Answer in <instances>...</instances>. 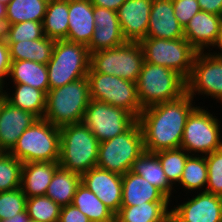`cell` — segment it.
Wrapping results in <instances>:
<instances>
[{
	"instance_id": "obj_1",
	"label": "cell",
	"mask_w": 222,
	"mask_h": 222,
	"mask_svg": "<svg viewBox=\"0 0 222 222\" xmlns=\"http://www.w3.org/2000/svg\"><path fill=\"white\" fill-rule=\"evenodd\" d=\"M187 93L180 98L145 108L137 119L144 149L148 152L180 148L183 130L190 113L197 107Z\"/></svg>"
},
{
	"instance_id": "obj_2",
	"label": "cell",
	"mask_w": 222,
	"mask_h": 222,
	"mask_svg": "<svg viewBox=\"0 0 222 222\" xmlns=\"http://www.w3.org/2000/svg\"><path fill=\"white\" fill-rule=\"evenodd\" d=\"M99 144L83 122L61 127L59 166L82 176L96 167Z\"/></svg>"
},
{
	"instance_id": "obj_3",
	"label": "cell",
	"mask_w": 222,
	"mask_h": 222,
	"mask_svg": "<svg viewBox=\"0 0 222 222\" xmlns=\"http://www.w3.org/2000/svg\"><path fill=\"white\" fill-rule=\"evenodd\" d=\"M91 100L87 77L47 92L43 119L56 127L83 121L85 110Z\"/></svg>"
},
{
	"instance_id": "obj_4",
	"label": "cell",
	"mask_w": 222,
	"mask_h": 222,
	"mask_svg": "<svg viewBox=\"0 0 222 222\" xmlns=\"http://www.w3.org/2000/svg\"><path fill=\"white\" fill-rule=\"evenodd\" d=\"M137 93L143 109L174 101L186 93V80L176 71L143 62L138 76Z\"/></svg>"
},
{
	"instance_id": "obj_5",
	"label": "cell",
	"mask_w": 222,
	"mask_h": 222,
	"mask_svg": "<svg viewBox=\"0 0 222 222\" xmlns=\"http://www.w3.org/2000/svg\"><path fill=\"white\" fill-rule=\"evenodd\" d=\"M9 153L22 163L59 162L60 128L40 118L21 134Z\"/></svg>"
},
{
	"instance_id": "obj_6",
	"label": "cell",
	"mask_w": 222,
	"mask_h": 222,
	"mask_svg": "<svg viewBox=\"0 0 222 222\" xmlns=\"http://www.w3.org/2000/svg\"><path fill=\"white\" fill-rule=\"evenodd\" d=\"M47 65L49 90L85 78L90 68L88 47L68 40H56Z\"/></svg>"
},
{
	"instance_id": "obj_7",
	"label": "cell",
	"mask_w": 222,
	"mask_h": 222,
	"mask_svg": "<svg viewBox=\"0 0 222 222\" xmlns=\"http://www.w3.org/2000/svg\"><path fill=\"white\" fill-rule=\"evenodd\" d=\"M144 151L143 132L136 120L125 132L100 142L96 166L124 175Z\"/></svg>"
},
{
	"instance_id": "obj_8",
	"label": "cell",
	"mask_w": 222,
	"mask_h": 222,
	"mask_svg": "<svg viewBox=\"0 0 222 222\" xmlns=\"http://www.w3.org/2000/svg\"><path fill=\"white\" fill-rule=\"evenodd\" d=\"M144 54V62L170 68L185 80L192 71L197 51L185 39H163L146 37L140 42Z\"/></svg>"
},
{
	"instance_id": "obj_9",
	"label": "cell",
	"mask_w": 222,
	"mask_h": 222,
	"mask_svg": "<svg viewBox=\"0 0 222 222\" xmlns=\"http://www.w3.org/2000/svg\"><path fill=\"white\" fill-rule=\"evenodd\" d=\"M86 77L91 99L123 108L136 119L139 118L143 108L139 103L135 82L95 72L91 67Z\"/></svg>"
},
{
	"instance_id": "obj_10",
	"label": "cell",
	"mask_w": 222,
	"mask_h": 222,
	"mask_svg": "<svg viewBox=\"0 0 222 222\" xmlns=\"http://www.w3.org/2000/svg\"><path fill=\"white\" fill-rule=\"evenodd\" d=\"M144 62L139 42H125L116 48L90 53V67L106 75L137 82Z\"/></svg>"
},
{
	"instance_id": "obj_11",
	"label": "cell",
	"mask_w": 222,
	"mask_h": 222,
	"mask_svg": "<svg viewBox=\"0 0 222 222\" xmlns=\"http://www.w3.org/2000/svg\"><path fill=\"white\" fill-rule=\"evenodd\" d=\"M207 110L197 106L187 118L180 147L189 155L206 156L222 147L221 122Z\"/></svg>"
},
{
	"instance_id": "obj_12",
	"label": "cell",
	"mask_w": 222,
	"mask_h": 222,
	"mask_svg": "<svg viewBox=\"0 0 222 222\" xmlns=\"http://www.w3.org/2000/svg\"><path fill=\"white\" fill-rule=\"evenodd\" d=\"M136 120L123 108L91 99L82 122L103 142L125 132Z\"/></svg>"
},
{
	"instance_id": "obj_13",
	"label": "cell",
	"mask_w": 222,
	"mask_h": 222,
	"mask_svg": "<svg viewBox=\"0 0 222 222\" xmlns=\"http://www.w3.org/2000/svg\"><path fill=\"white\" fill-rule=\"evenodd\" d=\"M186 93L213 97L222 103V57L209 52H197L191 75L186 80Z\"/></svg>"
},
{
	"instance_id": "obj_14",
	"label": "cell",
	"mask_w": 222,
	"mask_h": 222,
	"mask_svg": "<svg viewBox=\"0 0 222 222\" xmlns=\"http://www.w3.org/2000/svg\"><path fill=\"white\" fill-rule=\"evenodd\" d=\"M176 206L170 209L171 222H222V196L202 191Z\"/></svg>"
},
{
	"instance_id": "obj_15",
	"label": "cell",
	"mask_w": 222,
	"mask_h": 222,
	"mask_svg": "<svg viewBox=\"0 0 222 222\" xmlns=\"http://www.w3.org/2000/svg\"><path fill=\"white\" fill-rule=\"evenodd\" d=\"M81 183L115 215L119 212L122 204V175L96 166L81 176Z\"/></svg>"
},
{
	"instance_id": "obj_16",
	"label": "cell",
	"mask_w": 222,
	"mask_h": 222,
	"mask_svg": "<svg viewBox=\"0 0 222 222\" xmlns=\"http://www.w3.org/2000/svg\"><path fill=\"white\" fill-rule=\"evenodd\" d=\"M95 30L87 45L89 53L116 48L127 42L123 36L117 11L93 6Z\"/></svg>"
},
{
	"instance_id": "obj_17",
	"label": "cell",
	"mask_w": 222,
	"mask_h": 222,
	"mask_svg": "<svg viewBox=\"0 0 222 222\" xmlns=\"http://www.w3.org/2000/svg\"><path fill=\"white\" fill-rule=\"evenodd\" d=\"M153 0H126L117 10L126 41L140 42L147 36Z\"/></svg>"
},
{
	"instance_id": "obj_18",
	"label": "cell",
	"mask_w": 222,
	"mask_h": 222,
	"mask_svg": "<svg viewBox=\"0 0 222 222\" xmlns=\"http://www.w3.org/2000/svg\"><path fill=\"white\" fill-rule=\"evenodd\" d=\"M38 119L35 114L13 107L5 100L0 110V152L9 153L21 134Z\"/></svg>"
},
{
	"instance_id": "obj_19",
	"label": "cell",
	"mask_w": 222,
	"mask_h": 222,
	"mask_svg": "<svg viewBox=\"0 0 222 222\" xmlns=\"http://www.w3.org/2000/svg\"><path fill=\"white\" fill-rule=\"evenodd\" d=\"M222 16L200 11L196 13L184 28V38L197 52L205 49L212 51L217 40Z\"/></svg>"
},
{
	"instance_id": "obj_20",
	"label": "cell",
	"mask_w": 222,
	"mask_h": 222,
	"mask_svg": "<svg viewBox=\"0 0 222 222\" xmlns=\"http://www.w3.org/2000/svg\"><path fill=\"white\" fill-rule=\"evenodd\" d=\"M149 38H184V28L174 14L172 0H153L147 36Z\"/></svg>"
},
{
	"instance_id": "obj_21",
	"label": "cell",
	"mask_w": 222,
	"mask_h": 222,
	"mask_svg": "<svg viewBox=\"0 0 222 222\" xmlns=\"http://www.w3.org/2000/svg\"><path fill=\"white\" fill-rule=\"evenodd\" d=\"M68 13L69 26L66 40L87 46L95 30L93 5L90 0H69Z\"/></svg>"
},
{
	"instance_id": "obj_22",
	"label": "cell",
	"mask_w": 222,
	"mask_h": 222,
	"mask_svg": "<svg viewBox=\"0 0 222 222\" xmlns=\"http://www.w3.org/2000/svg\"><path fill=\"white\" fill-rule=\"evenodd\" d=\"M158 188L131 170L122 175L121 206H136L145 202H170Z\"/></svg>"
},
{
	"instance_id": "obj_23",
	"label": "cell",
	"mask_w": 222,
	"mask_h": 222,
	"mask_svg": "<svg viewBox=\"0 0 222 222\" xmlns=\"http://www.w3.org/2000/svg\"><path fill=\"white\" fill-rule=\"evenodd\" d=\"M59 162L23 163L21 189L26 198L45 195Z\"/></svg>"
},
{
	"instance_id": "obj_24",
	"label": "cell",
	"mask_w": 222,
	"mask_h": 222,
	"mask_svg": "<svg viewBox=\"0 0 222 222\" xmlns=\"http://www.w3.org/2000/svg\"><path fill=\"white\" fill-rule=\"evenodd\" d=\"M131 171L158 188L169 200L172 199V189H174L172 186L174 185L168 181L155 153L144 151L133 162Z\"/></svg>"
},
{
	"instance_id": "obj_25",
	"label": "cell",
	"mask_w": 222,
	"mask_h": 222,
	"mask_svg": "<svg viewBox=\"0 0 222 222\" xmlns=\"http://www.w3.org/2000/svg\"><path fill=\"white\" fill-rule=\"evenodd\" d=\"M170 202H145L136 206H121L115 215L117 222H169Z\"/></svg>"
},
{
	"instance_id": "obj_26",
	"label": "cell",
	"mask_w": 222,
	"mask_h": 222,
	"mask_svg": "<svg viewBox=\"0 0 222 222\" xmlns=\"http://www.w3.org/2000/svg\"><path fill=\"white\" fill-rule=\"evenodd\" d=\"M9 78H12L13 83L27 84L46 94L49 91L46 64L28 60L11 61Z\"/></svg>"
},
{
	"instance_id": "obj_27",
	"label": "cell",
	"mask_w": 222,
	"mask_h": 222,
	"mask_svg": "<svg viewBox=\"0 0 222 222\" xmlns=\"http://www.w3.org/2000/svg\"><path fill=\"white\" fill-rule=\"evenodd\" d=\"M56 40L44 37L36 40H26L7 43L11 61L28 60L47 64L52 56Z\"/></svg>"
},
{
	"instance_id": "obj_28",
	"label": "cell",
	"mask_w": 222,
	"mask_h": 222,
	"mask_svg": "<svg viewBox=\"0 0 222 222\" xmlns=\"http://www.w3.org/2000/svg\"><path fill=\"white\" fill-rule=\"evenodd\" d=\"M14 86L13 94L4 91L6 101L13 107L35 114L39 119L43 118L47 94L27 84L14 83Z\"/></svg>"
},
{
	"instance_id": "obj_29",
	"label": "cell",
	"mask_w": 222,
	"mask_h": 222,
	"mask_svg": "<svg viewBox=\"0 0 222 222\" xmlns=\"http://www.w3.org/2000/svg\"><path fill=\"white\" fill-rule=\"evenodd\" d=\"M80 184L81 175L59 166L45 195L60 207L67 206L72 204L76 189Z\"/></svg>"
},
{
	"instance_id": "obj_30",
	"label": "cell",
	"mask_w": 222,
	"mask_h": 222,
	"mask_svg": "<svg viewBox=\"0 0 222 222\" xmlns=\"http://www.w3.org/2000/svg\"><path fill=\"white\" fill-rule=\"evenodd\" d=\"M69 0H49L42 22L46 37L54 40L67 39L69 26Z\"/></svg>"
},
{
	"instance_id": "obj_31",
	"label": "cell",
	"mask_w": 222,
	"mask_h": 222,
	"mask_svg": "<svg viewBox=\"0 0 222 222\" xmlns=\"http://www.w3.org/2000/svg\"><path fill=\"white\" fill-rule=\"evenodd\" d=\"M72 204L91 222H115V214L84 184H80Z\"/></svg>"
},
{
	"instance_id": "obj_32",
	"label": "cell",
	"mask_w": 222,
	"mask_h": 222,
	"mask_svg": "<svg viewBox=\"0 0 222 222\" xmlns=\"http://www.w3.org/2000/svg\"><path fill=\"white\" fill-rule=\"evenodd\" d=\"M49 0H11L6 4V18L17 24L25 21L43 22Z\"/></svg>"
},
{
	"instance_id": "obj_33",
	"label": "cell",
	"mask_w": 222,
	"mask_h": 222,
	"mask_svg": "<svg viewBox=\"0 0 222 222\" xmlns=\"http://www.w3.org/2000/svg\"><path fill=\"white\" fill-rule=\"evenodd\" d=\"M207 180L208 169L205 156L190 155L186 160L183 174L178 184L184 187L185 191L199 189L201 192L202 190L205 192Z\"/></svg>"
},
{
	"instance_id": "obj_34",
	"label": "cell",
	"mask_w": 222,
	"mask_h": 222,
	"mask_svg": "<svg viewBox=\"0 0 222 222\" xmlns=\"http://www.w3.org/2000/svg\"><path fill=\"white\" fill-rule=\"evenodd\" d=\"M168 181L175 186L180 182L187 158L190 156L183 148L163 150L155 153Z\"/></svg>"
},
{
	"instance_id": "obj_35",
	"label": "cell",
	"mask_w": 222,
	"mask_h": 222,
	"mask_svg": "<svg viewBox=\"0 0 222 222\" xmlns=\"http://www.w3.org/2000/svg\"><path fill=\"white\" fill-rule=\"evenodd\" d=\"M61 207L46 195L27 198L26 211L35 222H58Z\"/></svg>"
},
{
	"instance_id": "obj_36",
	"label": "cell",
	"mask_w": 222,
	"mask_h": 222,
	"mask_svg": "<svg viewBox=\"0 0 222 222\" xmlns=\"http://www.w3.org/2000/svg\"><path fill=\"white\" fill-rule=\"evenodd\" d=\"M23 163L10 153L0 152V192L21 187Z\"/></svg>"
},
{
	"instance_id": "obj_37",
	"label": "cell",
	"mask_w": 222,
	"mask_h": 222,
	"mask_svg": "<svg viewBox=\"0 0 222 222\" xmlns=\"http://www.w3.org/2000/svg\"><path fill=\"white\" fill-rule=\"evenodd\" d=\"M27 198L21 187L0 192V219L7 220L26 210Z\"/></svg>"
},
{
	"instance_id": "obj_38",
	"label": "cell",
	"mask_w": 222,
	"mask_h": 222,
	"mask_svg": "<svg viewBox=\"0 0 222 222\" xmlns=\"http://www.w3.org/2000/svg\"><path fill=\"white\" fill-rule=\"evenodd\" d=\"M208 180L205 192L222 196V147L205 156Z\"/></svg>"
},
{
	"instance_id": "obj_39",
	"label": "cell",
	"mask_w": 222,
	"mask_h": 222,
	"mask_svg": "<svg viewBox=\"0 0 222 222\" xmlns=\"http://www.w3.org/2000/svg\"><path fill=\"white\" fill-rule=\"evenodd\" d=\"M42 22L25 21L11 25V30L6 40L7 43H14L26 40H36L44 38Z\"/></svg>"
},
{
	"instance_id": "obj_40",
	"label": "cell",
	"mask_w": 222,
	"mask_h": 222,
	"mask_svg": "<svg viewBox=\"0 0 222 222\" xmlns=\"http://www.w3.org/2000/svg\"><path fill=\"white\" fill-rule=\"evenodd\" d=\"M172 3L174 14L183 28L196 13L201 11L197 0H172Z\"/></svg>"
},
{
	"instance_id": "obj_41",
	"label": "cell",
	"mask_w": 222,
	"mask_h": 222,
	"mask_svg": "<svg viewBox=\"0 0 222 222\" xmlns=\"http://www.w3.org/2000/svg\"><path fill=\"white\" fill-rule=\"evenodd\" d=\"M58 222H91L77 207L73 204L63 206L60 209Z\"/></svg>"
},
{
	"instance_id": "obj_42",
	"label": "cell",
	"mask_w": 222,
	"mask_h": 222,
	"mask_svg": "<svg viewBox=\"0 0 222 222\" xmlns=\"http://www.w3.org/2000/svg\"><path fill=\"white\" fill-rule=\"evenodd\" d=\"M11 58L9 46L5 40H0V82L5 85V77H9Z\"/></svg>"
},
{
	"instance_id": "obj_43",
	"label": "cell",
	"mask_w": 222,
	"mask_h": 222,
	"mask_svg": "<svg viewBox=\"0 0 222 222\" xmlns=\"http://www.w3.org/2000/svg\"><path fill=\"white\" fill-rule=\"evenodd\" d=\"M201 11L222 16V0H197Z\"/></svg>"
},
{
	"instance_id": "obj_44",
	"label": "cell",
	"mask_w": 222,
	"mask_h": 222,
	"mask_svg": "<svg viewBox=\"0 0 222 222\" xmlns=\"http://www.w3.org/2000/svg\"><path fill=\"white\" fill-rule=\"evenodd\" d=\"M126 0H90L93 6L117 11Z\"/></svg>"
},
{
	"instance_id": "obj_45",
	"label": "cell",
	"mask_w": 222,
	"mask_h": 222,
	"mask_svg": "<svg viewBox=\"0 0 222 222\" xmlns=\"http://www.w3.org/2000/svg\"><path fill=\"white\" fill-rule=\"evenodd\" d=\"M12 23L5 17L0 19V40H7Z\"/></svg>"
},
{
	"instance_id": "obj_46",
	"label": "cell",
	"mask_w": 222,
	"mask_h": 222,
	"mask_svg": "<svg viewBox=\"0 0 222 222\" xmlns=\"http://www.w3.org/2000/svg\"><path fill=\"white\" fill-rule=\"evenodd\" d=\"M215 47H216V49L220 50L221 52L218 51V53H217V52H215V51H214V52H210V51H209V53H211V54H213V55H216V56L222 57V20H221V23H220L217 40H216V42L214 43V45H213L212 48H215Z\"/></svg>"
},
{
	"instance_id": "obj_47",
	"label": "cell",
	"mask_w": 222,
	"mask_h": 222,
	"mask_svg": "<svg viewBox=\"0 0 222 222\" xmlns=\"http://www.w3.org/2000/svg\"><path fill=\"white\" fill-rule=\"evenodd\" d=\"M2 222H30V218L25 210L7 220H2Z\"/></svg>"
},
{
	"instance_id": "obj_48",
	"label": "cell",
	"mask_w": 222,
	"mask_h": 222,
	"mask_svg": "<svg viewBox=\"0 0 222 222\" xmlns=\"http://www.w3.org/2000/svg\"><path fill=\"white\" fill-rule=\"evenodd\" d=\"M6 17V4L0 2V19Z\"/></svg>"
},
{
	"instance_id": "obj_49",
	"label": "cell",
	"mask_w": 222,
	"mask_h": 222,
	"mask_svg": "<svg viewBox=\"0 0 222 222\" xmlns=\"http://www.w3.org/2000/svg\"><path fill=\"white\" fill-rule=\"evenodd\" d=\"M4 87L5 86L0 82V97L4 96V92H3L4 91V89H3Z\"/></svg>"
},
{
	"instance_id": "obj_50",
	"label": "cell",
	"mask_w": 222,
	"mask_h": 222,
	"mask_svg": "<svg viewBox=\"0 0 222 222\" xmlns=\"http://www.w3.org/2000/svg\"><path fill=\"white\" fill-rule=\"evenodd\" d=\"M6 99H5V96H1L0 97V110H1V105H2V103L5 101Z\"/></svg>"
},
{
	"instance_id": "obj_51",
	"label": "cell",
	"mask_w": 222,
	"mask_h": 222,
	"mask_svg": "<svg viewBox=\"0 0 222 222\" xmlns=\"http://www.w3.org/2000/svg\"><path fill=\"white\" fill-rule=\"evenodd\" d=\"M11 0H0V2L7 4L8 2H10Z\"/></svg>"
}]
</instances>
